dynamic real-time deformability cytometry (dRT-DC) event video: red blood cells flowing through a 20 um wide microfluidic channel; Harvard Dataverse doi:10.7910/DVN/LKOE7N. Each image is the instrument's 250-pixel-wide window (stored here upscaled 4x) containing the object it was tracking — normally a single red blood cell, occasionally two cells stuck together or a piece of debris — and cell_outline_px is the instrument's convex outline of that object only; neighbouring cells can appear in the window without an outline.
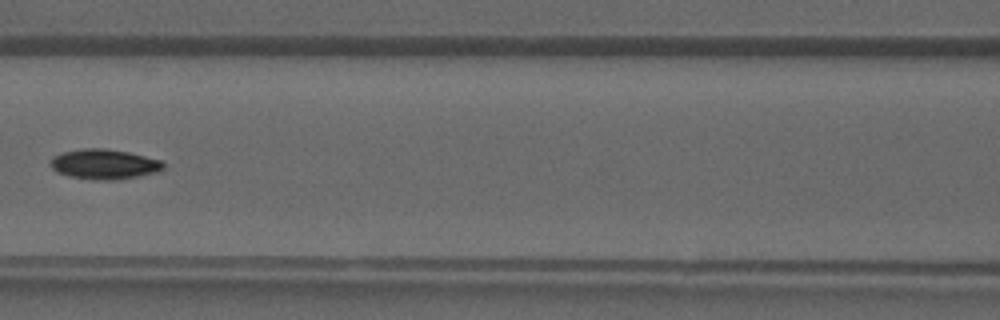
{"species": "common noctule bat (a hibernating species)", "species_latin": "Nyctalus noctula", "temperature_condition": "warm", "stored_images_in_passage": 25, "camera_frame_rate_fps": 3000, "um_per_image_px": 0.085, "animal": {"sex": "male", "forearm_length_mm": 52.5}, "frame": {"image": 1, "passage_image": 8, "time_ms": 2.333, "image_size_px": [1000, 320], "cell_outline_px": [[164, 168], [156, 172], [116, 180], [100, 180], [68, 176], [56, 172], [48, 164], [48, 160], [52, 156], [60, 152], [84, 148], [104, 148], [128, 152], [160, 160], [164, 164]], "centroid_in_image_um": [8.77, 13.94], "position_along_channel_um": 157.8, "area_um2": 19.83}}
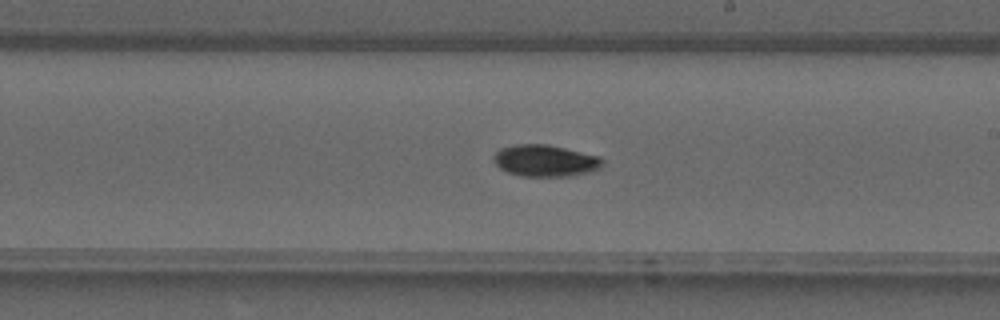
{"frame": {"image": 2, "passage_image": 13, "time_ms": 4.0, "image_size_px": [1000, 320], "cell_outline_px": [[604, 168], [588, 172], [568, 176], [524, 176], [508, 172], [500, 168], [492, 160], [492, 156], [500, 148], [516, 144], [548, 144], [600, 156], [604, 160]], "centroid_in_image_um": [46.37, 13.65], "position_along_channel_um": 242.6, "area_um2": 20.29}}
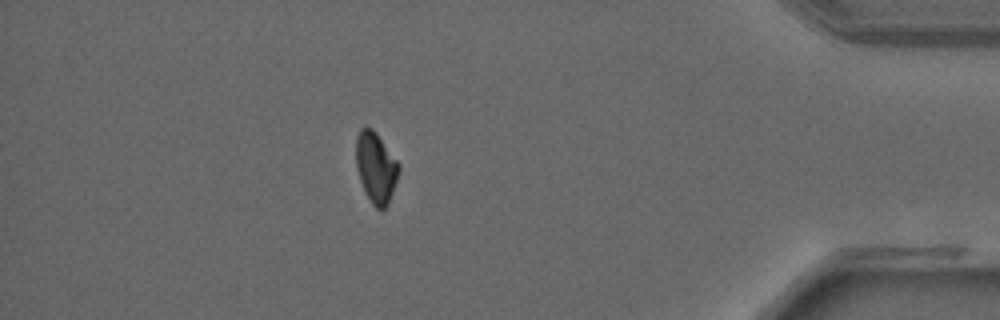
{"frame": {"image": 3, "passage_image": 25, "time_ms": 8.0, "image_size_px": [1000, 320], "cell_outline_px": [[400, 168], [388, 204], [384, 208], [376, 208], [372, 204], [364, 192], [356, 168], [356, 136], [360, 128], [372, 128], [376, 132], [400, 164]], "centroid_in_image_um": [31.93, 14.22], "position_along_channel_um": 403.3, "area_um2": 17.57}}